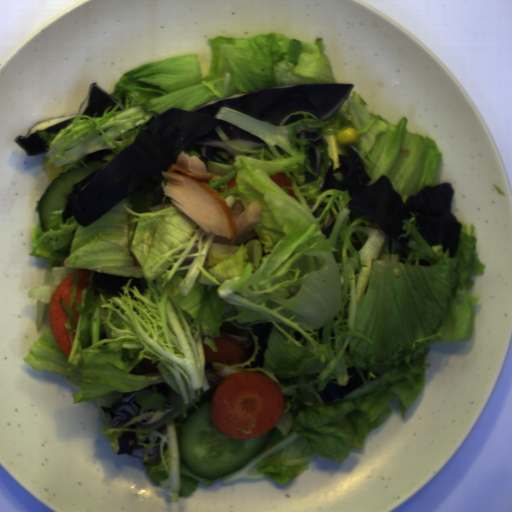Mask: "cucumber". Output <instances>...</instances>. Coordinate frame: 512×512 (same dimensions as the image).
Returning a JSON list of instances; mask_svg holds the SVG:
<instances>
[{"mask_svg": "<svg viewBox=\"0 0 512 512\" xmlns=\"http://www.w3.org/2000/svg\"><path fill=\"white\" fill-rule=\"evenodd\" d=\"M104 162L90 161L59 174L43 191L37 201L36 211L42 232H49L53 212L66 209L68 196L74 190V184L83 180L99 168Z\"/></svg>", "mask_w": 512, "mask_h": 512, "instance_id": "586b57bf", "label": "cucumber"}, {"mask_svg": "<svg viewBox=\"0 0 512 512\" xmlns=\"http://www.w3.org/2000/svg\"><path fill=\"white\" fill-rule=\"evenodd\" d=\"M213 398L189 414L178 431L179 453L186 468L198 477L217 480L254 459L270 441L275 426L260 436L236 439L220 432L212 423Z\"/></svg>", "mask_w": 512, "mask_h": 512, "instance_id": "8b760119", "label": "cucumber"}]
</instances>
